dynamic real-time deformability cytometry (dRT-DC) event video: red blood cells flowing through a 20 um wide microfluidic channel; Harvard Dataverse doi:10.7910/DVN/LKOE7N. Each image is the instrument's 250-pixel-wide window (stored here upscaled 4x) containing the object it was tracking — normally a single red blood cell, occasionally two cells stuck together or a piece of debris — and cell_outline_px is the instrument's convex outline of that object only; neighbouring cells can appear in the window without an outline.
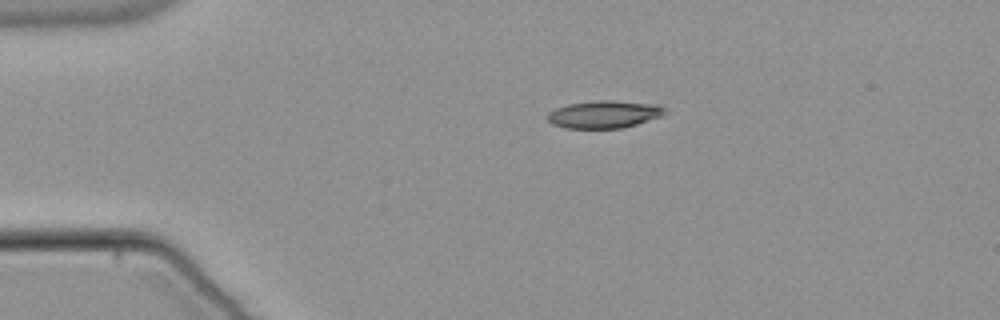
{"species": "common noctule bat (a hibernating species)", "species_latin": "Nyctalus noctula", "temperature_condition": "warm", "stored_images_in_passage": 43, "camera_frame_rate_fps": 3000, "um_per_image_px": 0.085, "animal": {"sex": "male", "body_mass_g": 21.5, "forearm_length_mm": 52.0}, "frame": {"image": 1, "passage_image": 1, "time_ms": 0.0, "image_size_px": [1000, 320], "cell_outline_px": [[664, 112], [660, 116], [636, 124], [620, 128], [568, 128], [552, 124], [544, 116], [548, 112], [556, 108], [568, 104], [596, 100], [612, 100], [656, 104], [664, 108]], "centroid_in_image_um": [51.28, 9.71], "position_along_channel_um": 33.7, "area_um2": 18.67}}
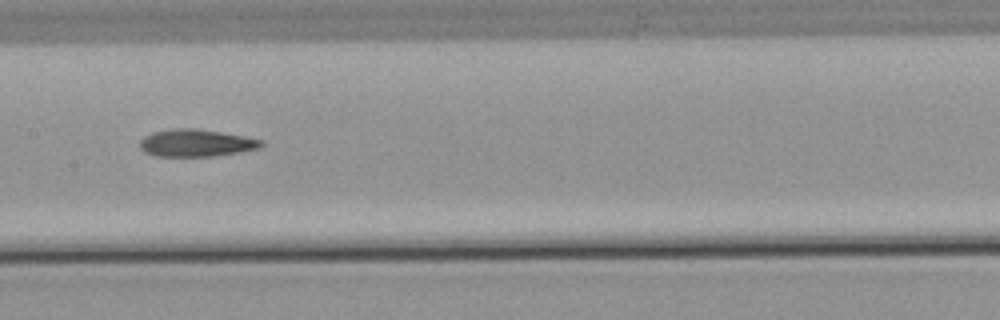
{"frame": {"image": 2, "passage_image": 17, "time_ms": 5.333, "image_size_px": [1000, 320], "cell_outline_px": [[264, 144], [256, 148], [236, 152], [212, 156], [156, 156], [144, 152], [140, 148], [140, 140], [144, 136], [152, 132], [168, 128], [196, 128], [220, 132], [264, 140]], "centroid_in_image_um": [16.59, 12.14], "position_along_channel_um": 190.8, "area_um2": 19.19}}
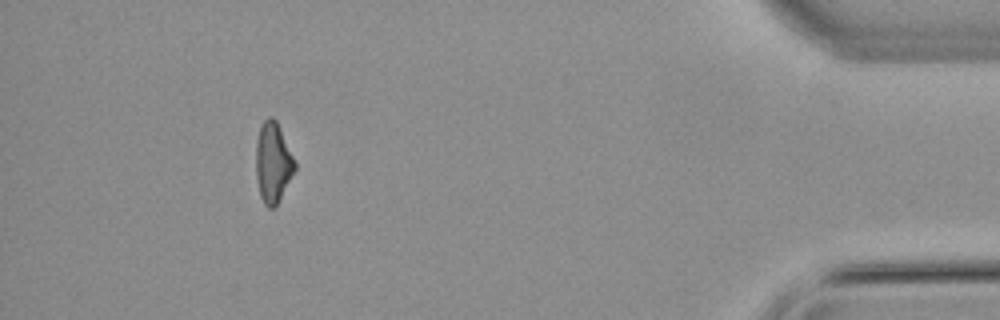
{"frame": {"image": 3, "passage_image": 39, "time_ms": 12.667, "image_size_px": [1000, 320], "cell_outline_px": [[296, 168], [276, 208], [268, 208], [264, 204], [260, 196], [256, 176], [256, 140], [260, 128], [264, 120], [268, 116], [272, 116], [276, 120], [280, 128], [296, 164]], "centroid_in_image_um": [23.19, 13.85], "position_along_channel_um": 412.0, "area_um2": 18.21}, "authors_computed_cell_mechanics": {"area_um2": 19.0162, "velocity_mm_per_s": 3.8425, "shape_relaxation_time_tau1_ms": 9.6587, "shape_relaxation_time_tau2_ms": 6.9166, "deformation_change_tau1": 0.2478, "deformation_change_tau2": 0.1712}}